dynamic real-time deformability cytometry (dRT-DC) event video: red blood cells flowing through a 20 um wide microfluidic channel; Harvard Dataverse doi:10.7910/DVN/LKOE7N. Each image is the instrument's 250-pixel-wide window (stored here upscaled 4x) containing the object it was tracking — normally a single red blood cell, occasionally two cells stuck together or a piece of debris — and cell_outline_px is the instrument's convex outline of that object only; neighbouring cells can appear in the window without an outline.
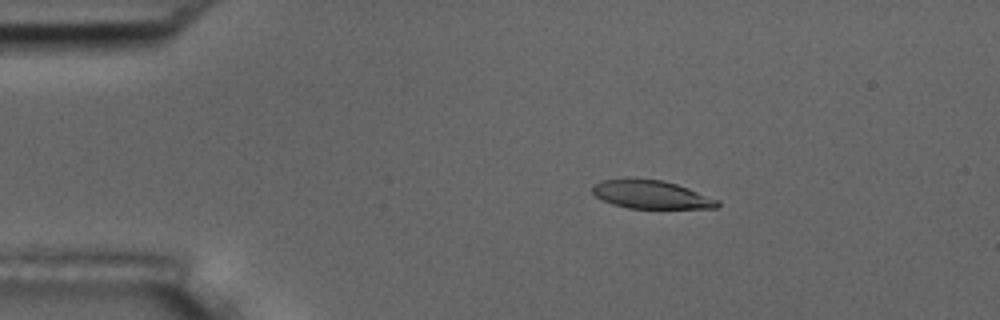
{"species": "common noctule bat (a hibernating species)", "species_latin": "Nyctalus noctula", "temperature_condition": "room temperature", "stored_images_in_passage": 4, "camera_frame_rate_fps": 3000, "um_per_image_px": 0.085, "animal": {"sex": "male", "body_mass_g": 17.5, "forearm_length_mm": 52.3}, "frame": {"image": 1, "passage_image": 2, "time_ms": 1.333, "image_size_px": [1000, 320], "cell_outline_px": [[720, 204], [716, 208], [628, 208], [612, 204], [596, 196], [592, 192], [592, 184], [600, 180], [628, 176], [632, 176], [660, 180], [676, 184], [688, 188], [720, 200]], "centroid_in_image_um": [55.29, 16.5], "position_along_channel_um": 29.7, "area_um2": 21.1}}